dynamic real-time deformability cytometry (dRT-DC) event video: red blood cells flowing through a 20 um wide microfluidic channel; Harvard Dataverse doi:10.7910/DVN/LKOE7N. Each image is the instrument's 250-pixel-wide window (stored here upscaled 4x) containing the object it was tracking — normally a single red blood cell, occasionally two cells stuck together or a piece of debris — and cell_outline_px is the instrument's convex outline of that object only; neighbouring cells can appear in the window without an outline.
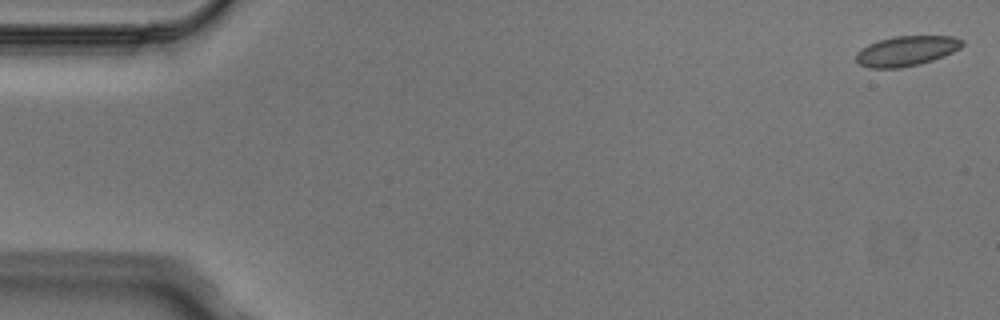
{"species": "Egyptian fruit bat (a non-hibernating species)", "species_latin": "Rousettus aegyptiacus", "temperature_condition": "cold", "stored_images_in_passage": 4, "camera_frame_rate_fps": 3000, "um_per_image_px": 0.085, "animal": {"sex": "male"}, "frame": {"image": 1, "passage_image": 1, "time_ms": 0.0, "image_size_px": [1000, 320], "cell_outline_px": [[964, 44], [960, 48], [944, 56], [920, 64], [900, 68], [868, 68], [860, 64], [856, 60], [856, 52], [860, 48], [868, 44], [892, 36], [956, 36], [964, 40]], "centroid_in_image_um": [77.05, 4.32], "position_along_channel_um": 8.0, "area_um2": 18.73}}